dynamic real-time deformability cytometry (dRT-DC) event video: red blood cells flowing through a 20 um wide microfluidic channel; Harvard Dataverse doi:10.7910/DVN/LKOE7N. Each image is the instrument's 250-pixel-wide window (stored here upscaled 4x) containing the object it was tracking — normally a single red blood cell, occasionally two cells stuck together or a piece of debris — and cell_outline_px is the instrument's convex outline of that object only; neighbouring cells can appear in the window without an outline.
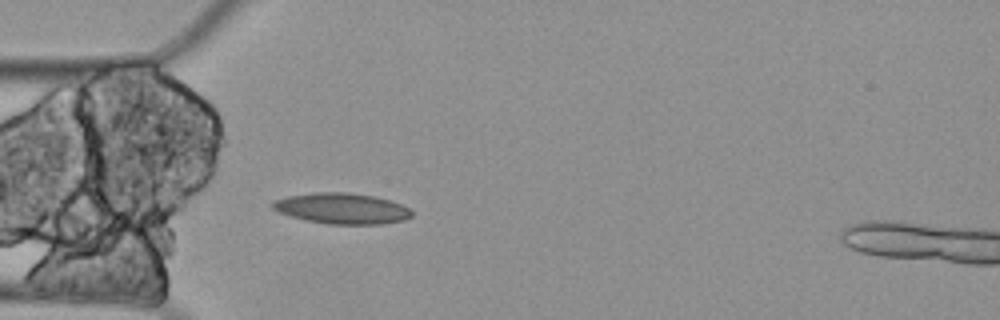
{"species": "Egyptian fruit bat (a non-hibernating species)", "species_latin": "Rousettus aegyptiacus", "temperature_condition": "cold", "stored_images_in_passage": 5, "camera_frame_rate_fps": 3000, "um_per_image_px": 0.085, "animal": {"sex": "female"}, "frame": {"image": 1, "passage_image": 4, "time_ms": 1.0, "image_size_px": [1000, 320], "cell_outline_px": [[412, 216], [404, 220], [380, 224], [328, 224], [308, 220], [292, 216], [280, 212], [272, 208], [272, 200], [288, 196], [312, 192], [348, 192], [376, 196], [392, 200], [408, 208], [412, 212]], "centroid_in_image_um": [29.07, 17.7], "position_along_channel_um": 55.9, "area_um2": 24.97}}